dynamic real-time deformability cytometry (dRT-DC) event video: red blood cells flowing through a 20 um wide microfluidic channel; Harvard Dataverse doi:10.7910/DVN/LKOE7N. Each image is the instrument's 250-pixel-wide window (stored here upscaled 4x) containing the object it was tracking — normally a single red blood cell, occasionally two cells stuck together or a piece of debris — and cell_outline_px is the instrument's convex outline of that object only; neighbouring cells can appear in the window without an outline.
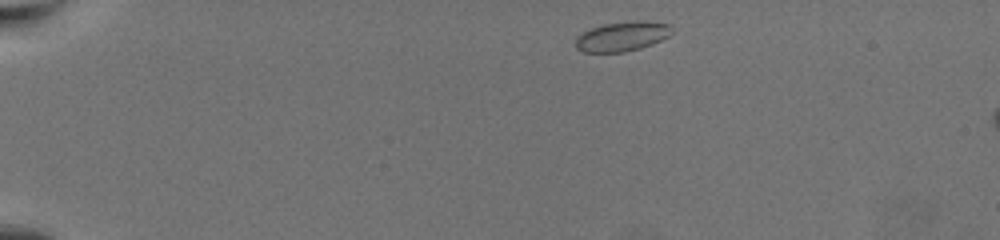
{"species": "common noctule bat (a hibernating species)", "species_latin": "Nyctalus noctula", "temperature_condition": "warm", "stored_images_in_passage": 52, "camera_frame_rate_fps": 3000, "um_per_image_px": 0.085, "animal": {"sex": "female", "body_mass_g": 19.5, "forearm_length_mm": 54.1}, "frame": {"image": 1, "passage_image": 1, "time_ms": 0.0, "image_size_px": [1000, 240], "cell_outline_px": [[672, 32], [668, 36], [652, 44], [640, 48], [624, 52], [584, 52], [576, 48], [576, 36], [592, 28], [604, 24], [636, 20], [648, 20], [672, 24]], "centroid_in_image_um": [52.92, 3.08], "position_along_channel_um": 32.1, "area_um2": 16.7}}
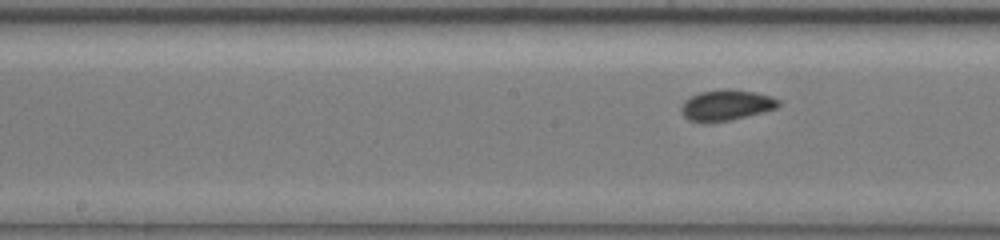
{"frame": {"image": 2, "passage_image": 23, "time_ms": 7.333, "image_size_px": [1000, 240], "cell_outline_px": [[780, 104], [776, 108], [764, 112], [728, 120], [688, 120], [684, 116], [680, 108], [684, 100], [700, 92], [724, 88], [728, 88], [756, 92], [772, 96], [780, 100]], "centroid_in_image_um": [61.78, 8.89], "position_along_channel_um": 186.4, "area_um2": 17.11}}
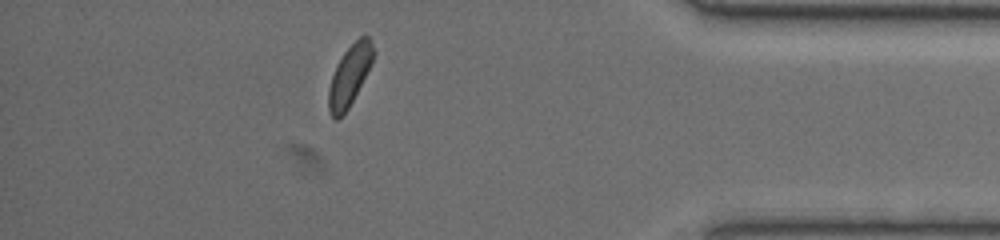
{"frame": {"image": 3, "passage_image": 45, "time_ms": 14.667, "image_size_px": [1000, 240], "cell_outline_px": [[372, 60], [348, 108], [336, 120], [332, 116], [328, 108], [328, 92], [332, 76], [336, 64], [344, 52], [360, 36], [368, 36], [372, 44]], "centroid_in_image_um": [29.66, 6.42], "position_along_channel_um": 405.5, "area_um2": 14.97}}